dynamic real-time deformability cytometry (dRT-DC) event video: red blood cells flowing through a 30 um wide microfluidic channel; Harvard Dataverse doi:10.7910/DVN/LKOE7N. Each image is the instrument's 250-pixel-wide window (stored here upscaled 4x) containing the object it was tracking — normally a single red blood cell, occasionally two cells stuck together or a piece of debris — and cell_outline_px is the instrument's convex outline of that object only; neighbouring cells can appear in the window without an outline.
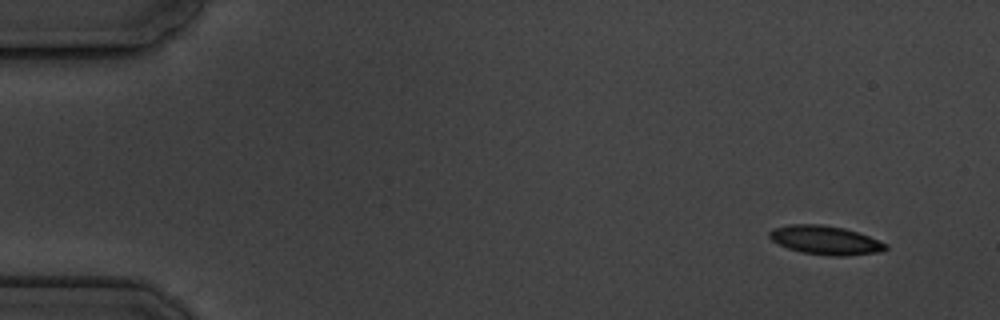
{"species": "common noctule bat (a hibernating species)", "species_latin": "Nyctalus noctula", "temperature_condition": "cold", "stored_images_in_passage": 16, "camera_frame_rate_fps": 3000, "um_per_image_px": 0.085, "animal": {"sex": "male", "body_mass_g": 19.5, "forearm_length_mm": 54.6}, "frame": {"image": 1, "passage_image": 1, "time_ms": 0.0, "image_size_px": [1000, 320], "cell_outline_px": [[888, 248], [880, 252], [844, 256], [828, 256], [804, 252], [788, 248], [772, 240], [768, 236], [768, 232], [772, 228], [792, 224], [820, 224], [844, 228], [868, 236], [888, 244]], "centroid_in_image_um": [70.15, 20.41], "position_along_channel_um": 14.8, "area_um2": 19.42}}
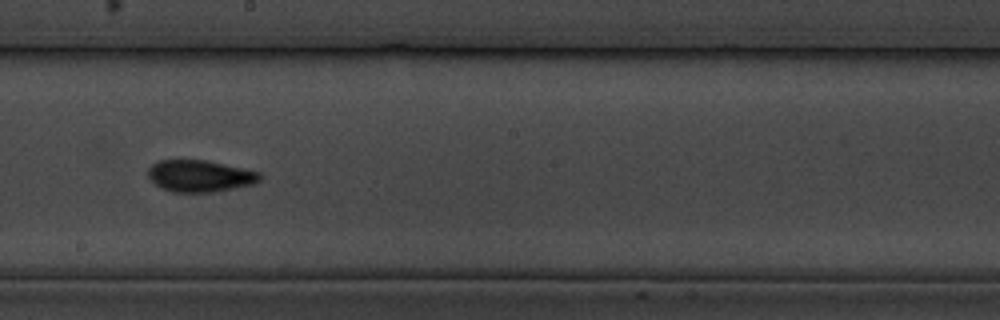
{"frame": {"image": 2, "passage_image": 9, "time_ms": 9.333, "image_size_px": [1000, 320], "cell_outline_px": [[264, 176], [256, 184], [212, 192], [172, 192], [160, 188], [148, 176], [148, 168], [152, 164], [160, 160], [204, 160], [224, 164], [260, 172]], "centroid_in_image_um": [17.02, 14.96], "position_along_channel_um": 231.2, "area_um2": 20.75}}
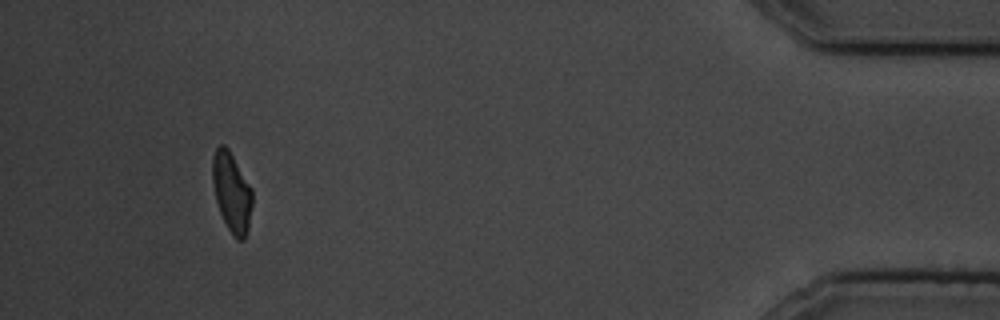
{"frame": {"image": 3, "passage_image": 15, "time_ms": 16.333, "image_size_px": [1000, 320], "cell_outline_px": [[252, 204], [248, 228], [244, 240], [236, 240], [232, 236], [220, 212], [216, 200], [212, 180], [212, 156], [216, 148], [220, 144], [224, 144], [228, 148], [252, 188]], "centroid_in_image_um": [19.69, 16.33], "position_along_channel_um": 415.5, "area_um2": 18.5}}